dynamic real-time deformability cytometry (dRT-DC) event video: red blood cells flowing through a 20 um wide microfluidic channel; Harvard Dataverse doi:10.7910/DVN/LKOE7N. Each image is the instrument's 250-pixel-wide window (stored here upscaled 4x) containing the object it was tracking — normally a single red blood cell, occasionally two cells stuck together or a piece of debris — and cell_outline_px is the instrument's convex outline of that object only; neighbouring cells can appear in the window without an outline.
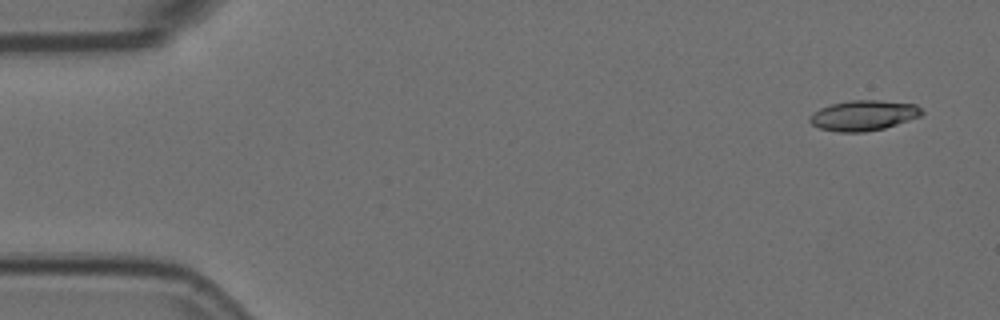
{"species": "Egyptian fruit bat (a non-hibernating species)", "species_latin": "Rousettus aegyptiacus", "temperature_condition": "room temperature", "stored_images_in_passage": 5, "camera_frame_rate_fps": 3000, "um_per_image_px": 0.085, "animal": {"sex": "female"}, "frame": {"image": 1, "passage_image": 1, "time_ms": 0.0, "image_size_px": [1000, 320], "cell_outline_px": [[924, 112], [920, 116], [884, 128], [864, 132], [836, 132], [820, 128], [812, 124], [808, 120], [808, 116], [812, 112], [820, 108], [832, 104], [848, 100], [880, 100], [916, 104]], "centroid_in_image_um": [73.36, 9.8], "position_along_channel_um": 11.6, "area_um2": 19.83}}
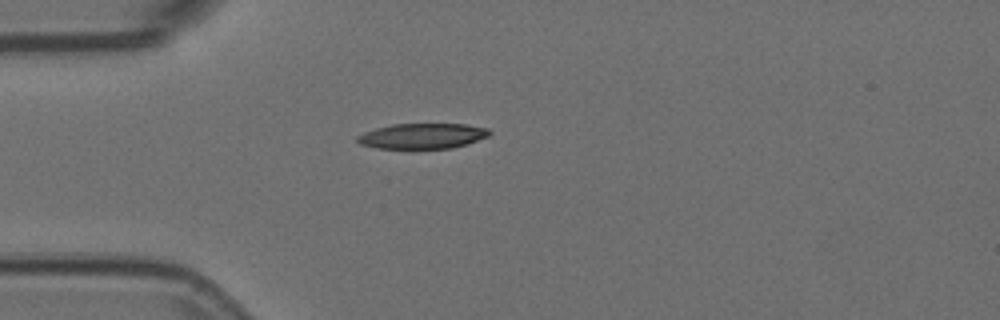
{"frame": {"image": 2, "passage_image": 3, "time_ms": 0.667, "image_size_px": [1000, 320], "cell_outline_px": [[492, 132], [488, 136], [452, 148], [376, 148], [360, 144], [356, 140], [356, 136], [364, 132], [376, 128], [392, 124], [464, 124], [488, 128]], "centroid_in_image_um": [35.87, 11.55], "position_along_channel_um": 49.1, "area_um2": 19.36}}
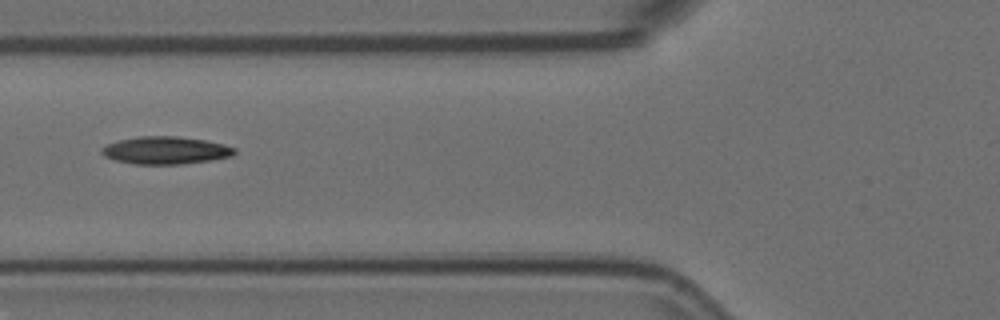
{"frame": {"image": 3, "passage_image": 5, "time_ms": 1.333, "image_size_px": [1000, 320], "cell_outline_px": [[236, 152], [232, 156], [212, 160], [180, 164], [136, 164], [116, 160], [104, 156], [100, 152], [100, 148], [108, 144], [120, 140], [140, 136], [176, 136], [204, 140], [224, 144], [236, 148]], "centroid_in_image_um": [14.09, 12.78], "position_along_channel_um": 111.7, "area_um2": 21.27}}